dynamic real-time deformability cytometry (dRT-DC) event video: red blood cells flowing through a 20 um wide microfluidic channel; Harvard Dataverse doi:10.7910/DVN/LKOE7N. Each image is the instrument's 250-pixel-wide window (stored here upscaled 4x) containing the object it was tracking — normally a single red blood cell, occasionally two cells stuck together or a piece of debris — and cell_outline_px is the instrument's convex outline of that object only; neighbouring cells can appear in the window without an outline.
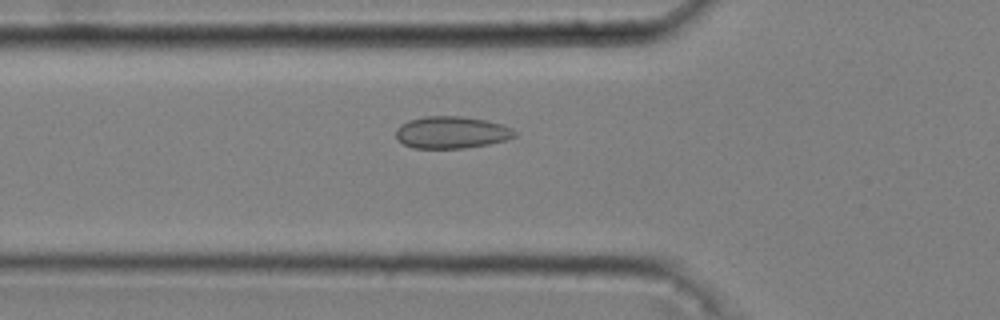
{"species": "common noctule bat (a hibernating species)", "species_latin": "Nyctalus noctula", "temperature_condition": "cold", "stored_images_in_passage": 47, "camera_frame_rate_fps": 3000, "um_per_image_px": 0.085, "animal": {"sex": "male", "body_mass_g": 20.4}, "frame": {"image": 1, "passage_image": 18, "time_ms": 5.667, "image_size_px": [1000, 320], "cell_outline_px": [[516, 136], [504, 140], [488, 144], [464, 148], [412, 148], [396, 140], [396, 128], [400, 124], [408, 120], [424, 116], [460, 116], [484, 120], [500, 124], [512, 128], [516, 132]], "centroid_in_image_um": [38.33, 11.25], "position_along_channel_um": 87.5, "area_um2": 22.2}}
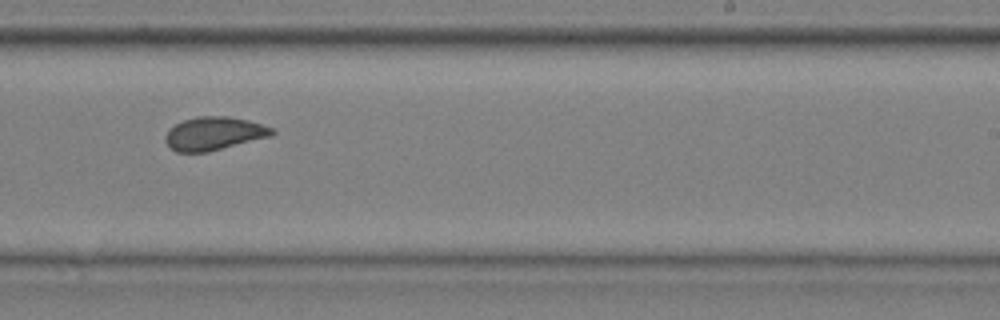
{"frame": {"image": 2, "passage_image": 33, "time_ms": 10.667, "image_size_px": [1000, 320], "cell_outline_px": [[276, 132], [272, 136], [208, 152], [176, 152], [168, 148], [164, 140], [164, 136], [168, 128], [184, 120], [200, 116], [228, 116], [248, 120], [276, 128]], "centroid_in_image_um": [18.19, 11.36], "position_along_channel_um": 270.8, "area_um2": 21.04}}
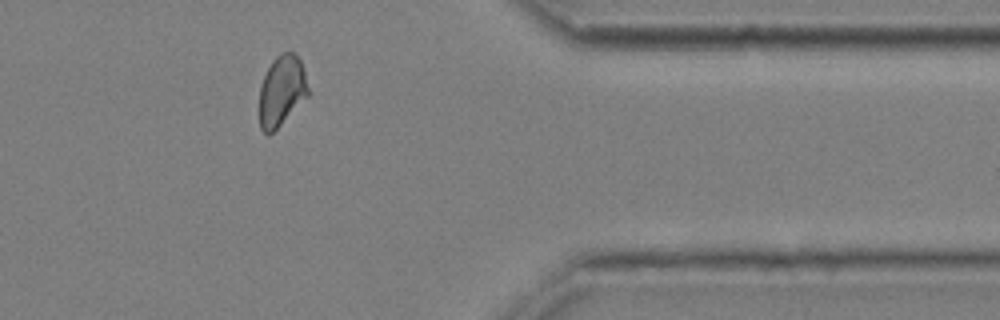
{"frame": {"image": 3, "passage_image": 44, "time_ms": 14.333, "image_size_px": [1000, 320], "cell_outline_px": [[308, 96], [268, 136], [260, 128], [260, 88], [264, 76], [272, 60], [280, 52], [292, 52], [300, 60], [304, 72], [308, 88]], "centroid_in_image_um": [23.93, 7.7], "position_along_channel_um": 387.5, "area_um2": 19.65}, "authors_computed_cell_mechanics": {"area_um2": 21.0392, "velocity_mm_per_s": 3.6724, "shape_relaxation_time_tau1_ms": null, "shape_relaxation_time_tau2_ms": 1.3435, "deformation_change_tau1": null, "deformation_change_tau2": 0.0616}}